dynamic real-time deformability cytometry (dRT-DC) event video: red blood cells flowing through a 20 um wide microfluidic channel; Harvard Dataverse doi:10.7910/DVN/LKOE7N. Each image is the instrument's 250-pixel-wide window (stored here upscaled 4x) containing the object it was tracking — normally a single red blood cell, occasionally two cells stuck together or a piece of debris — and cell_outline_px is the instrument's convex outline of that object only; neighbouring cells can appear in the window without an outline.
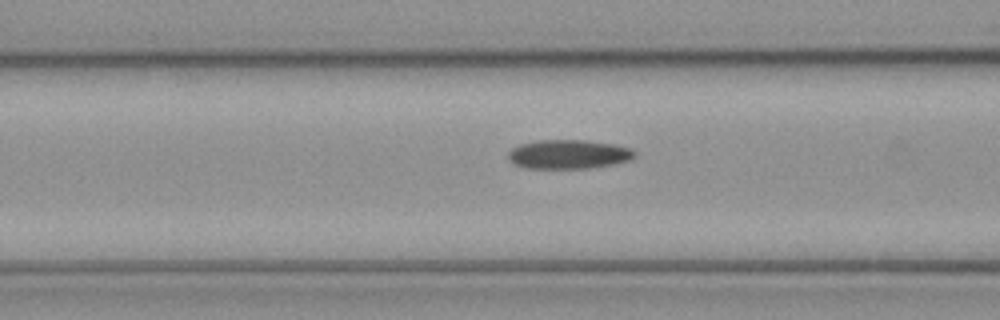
{"species": "common noctule bat (a hibernating species)", "species_latin": "Nyctalus noctula", "temperature_condition": "cold", "stored_images_in_passage": 7, "camera_frame_rate_fps": 3000, "um_per_image_px": 0.085, "animal": {"sex": "female", "body_mass_g": 21.9}, "frame": {"image": 1, "passage_image": 5, "time_ms": 1.333, "image_size_px": [1000, 320], "cell_outline_px": [[636, 156], [632, 160], [612, 164], [588, 168], [524, 168], [512, 164], [508, 160], [508, 152], [512, 148], [520, 144], [540, 140], [584, 140], [616, 144], [632, 148], [636, 152]], "centroid_in_image_um": [48.34, 13.11], "position_along_channel_um": 118.3, "area_um2": 21.68}}